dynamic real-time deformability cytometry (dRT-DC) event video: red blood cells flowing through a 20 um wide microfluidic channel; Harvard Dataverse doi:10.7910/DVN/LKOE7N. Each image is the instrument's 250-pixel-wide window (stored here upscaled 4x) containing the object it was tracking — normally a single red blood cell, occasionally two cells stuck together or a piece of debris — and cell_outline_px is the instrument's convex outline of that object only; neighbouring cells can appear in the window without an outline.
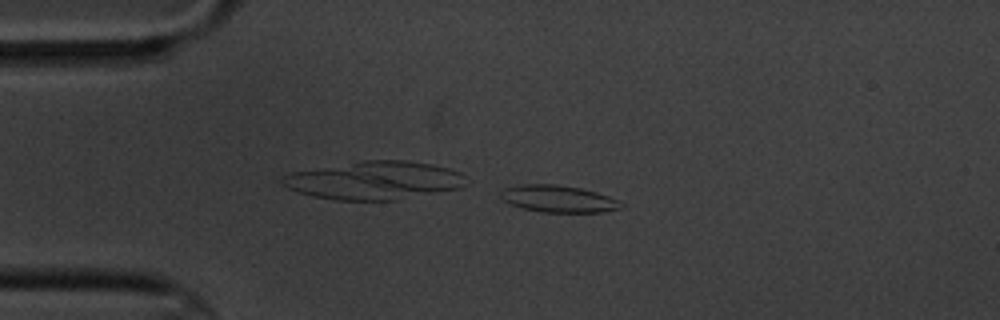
{"species": "common noctule bat (a hibernating species)", "species_latin": "Nyctalus noctula", "temperature_condition": "cold", "stored_images_in_passage": 4, "camera_frame_rate_fps": 3000, "um_per_image_px": 0.085, "animal": {"sex": "male", "body_mass_g": 20.1, "forearm_length_mm": 53.5}, "frame": {"image": 1, "passage_image": 4, "time_ms": 3.667, "image_size_px": [1000, 320], "cell_outline_px": [[624, 208], [604, 212], [544, 212], [524, 208], [508, 204], [500, 196], [500, 192], [504, 188], [520, 184], [556, 184], [580, 188], [596, 192], [608, 196], [624, 204]], "centroid_in_image_um": [47.46, 16.9], "position_along_channel_um": 37.5, "area_um2": 18.96}}